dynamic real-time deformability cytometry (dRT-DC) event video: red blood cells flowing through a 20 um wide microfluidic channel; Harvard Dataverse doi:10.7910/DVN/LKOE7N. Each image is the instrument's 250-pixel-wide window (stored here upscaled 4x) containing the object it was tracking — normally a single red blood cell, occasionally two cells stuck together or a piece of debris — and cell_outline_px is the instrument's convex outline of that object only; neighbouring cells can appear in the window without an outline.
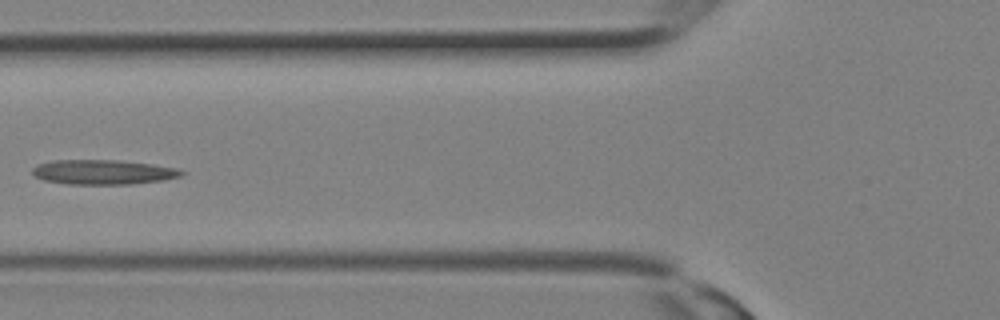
{"species": "Egyptian fruit bat (a non-hibernating species)", "species_latin": "Rousettus aegyptiacus", "temperature_condition": "room temperature", "stored_images_in_passage": 10, "camera_frame_rate_fps": 3000, "um_per_image_px": 0.085, "animal": {"sex": "female"}, "frame": {"image": 1, "passage_image": 9, "time_ms": 2.667, "image_size_px": [1000, 320], "cell_outline_px": [[184, 172], [180, 176], [164, 180], [132, 184], [68, 184], [44, 180], [36, 176], [32, 172], [32, 168], [36, 164], [52, 160], [116, 160], [152, 164], [176, 168]], "centroid_in_image_um": [8.73, 14.62], "position_along_channel_um": 117.1, "area_um2": 21.39}}